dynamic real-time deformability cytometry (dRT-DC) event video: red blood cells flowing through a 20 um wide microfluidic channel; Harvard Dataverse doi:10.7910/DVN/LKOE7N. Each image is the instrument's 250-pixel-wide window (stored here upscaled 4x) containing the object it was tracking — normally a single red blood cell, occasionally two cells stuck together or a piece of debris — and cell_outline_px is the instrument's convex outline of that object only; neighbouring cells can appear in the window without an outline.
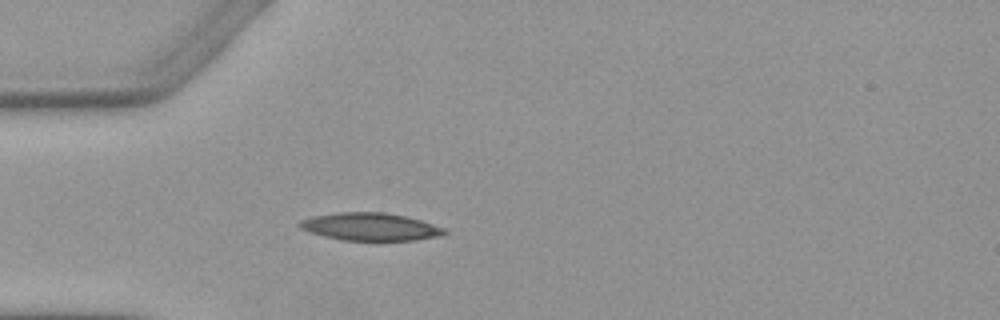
{"species": "Egyptian fruit bat (a non-hibernating species)", "species_latin": "Rousettus aegyptiacus", "temperature_condition": "warm", "stored_images_in_passage": 1, "camera_frame_rate_fps": 3000, "um_per_image_px": 0.085, "animal": {"sex": "female"}, "frame": {"image": 1, "passage_image": 1, "time_ms": 0.0, "image_size_px": [1000, 320], "cell_outline_px": [[448, 232], [436, 236], [416, 240], [344, 240], [324, 236], [308, 232], [300, 228], [296, 224], [300, 220], [316, 216], [340, 212], [384, 212], [404, 216], [420, 220], [448, 228]], "centroid_in_image_um": [31.48, 19.27], "position_along_channel_um": 53.5, "area_um2": 23.24}}